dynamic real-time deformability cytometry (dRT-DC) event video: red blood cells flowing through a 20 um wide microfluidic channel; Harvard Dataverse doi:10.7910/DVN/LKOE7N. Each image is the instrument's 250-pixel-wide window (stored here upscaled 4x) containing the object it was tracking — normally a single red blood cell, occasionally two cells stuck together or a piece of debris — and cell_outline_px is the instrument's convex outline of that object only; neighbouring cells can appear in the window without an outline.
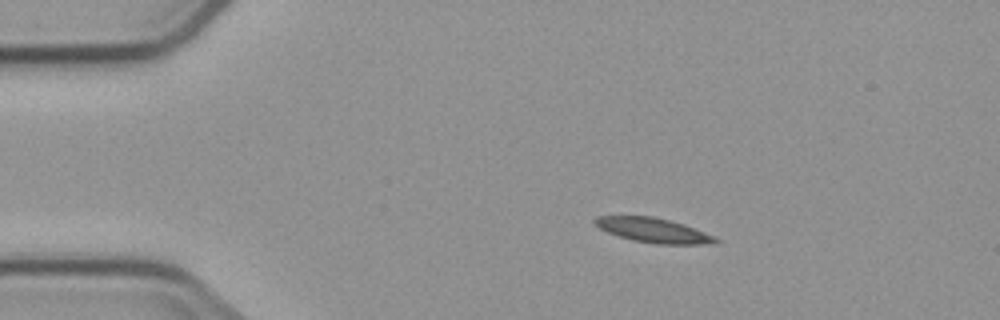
{"species": "common noctule bat (a hibernating species)", "species_latin": "Nyctalus noctula", "temperature_condition": "cold", "stored_images_in_passage": 4, "camera_frame_rate_fps": 3000, "um_per_image_px": 0.085, "animal": {"sex": "male", "body_mass_g": 23.1, "forearm_length_mm": 52.7}, "frame": {"image": 1, "passage_image": 2, "time_ms": 1.333, "image_size_px": [1000, 320], "cell_outline_px": [[720, 240], [704, 244], [656, 244], [632, 240], [608, 232], [600, 228], [592, 220], [596, 216], [652, 216], [684, 224], [716, 236]], "centroid_in_image_um": [55.54, 19.57], "position_along_channel_um": 29.5, "area_um2": 17.11}}